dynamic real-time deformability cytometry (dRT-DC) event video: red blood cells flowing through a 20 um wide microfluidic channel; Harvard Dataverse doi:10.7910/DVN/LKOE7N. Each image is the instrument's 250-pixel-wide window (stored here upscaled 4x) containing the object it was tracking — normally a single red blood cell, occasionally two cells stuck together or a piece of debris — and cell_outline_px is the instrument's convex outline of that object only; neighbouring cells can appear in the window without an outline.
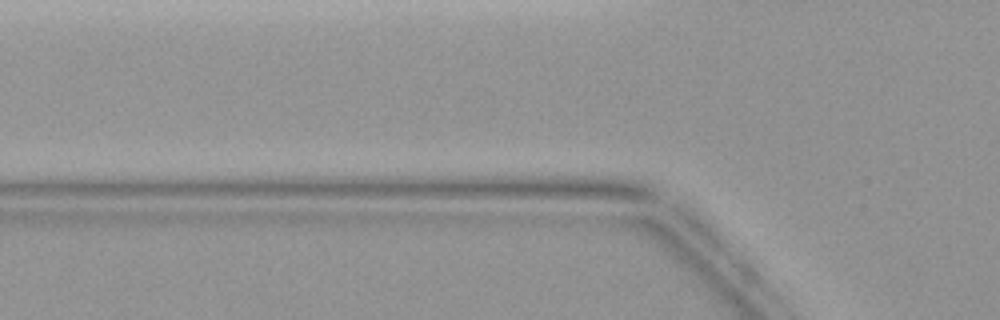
{"species": "common noctule bat (a hibernating species)", "species_latin": "Nyctalus noctula", "temperature_condition": "warm", "stored_images_in_passage": 3, "camera_frame_rate_fps": 3000, "um_per_image_px": 0.085, "animal": {"sex": "female", "body_mass_g": 19.9}, "frame": {"image": 1, "passage_image": 2, "time_ms": 0.333, "image_size_px": [1000, 320], "cell_outline_px": [[704, 264], [548, 220], [552, 216], [628, 216], [656, 220], [664, 224], [696, 252], [704, 260]], "centroid_in_image_um": [53.88, 19.81], "position_along_channel_um": 71.9, "area_um2": 21.1}}